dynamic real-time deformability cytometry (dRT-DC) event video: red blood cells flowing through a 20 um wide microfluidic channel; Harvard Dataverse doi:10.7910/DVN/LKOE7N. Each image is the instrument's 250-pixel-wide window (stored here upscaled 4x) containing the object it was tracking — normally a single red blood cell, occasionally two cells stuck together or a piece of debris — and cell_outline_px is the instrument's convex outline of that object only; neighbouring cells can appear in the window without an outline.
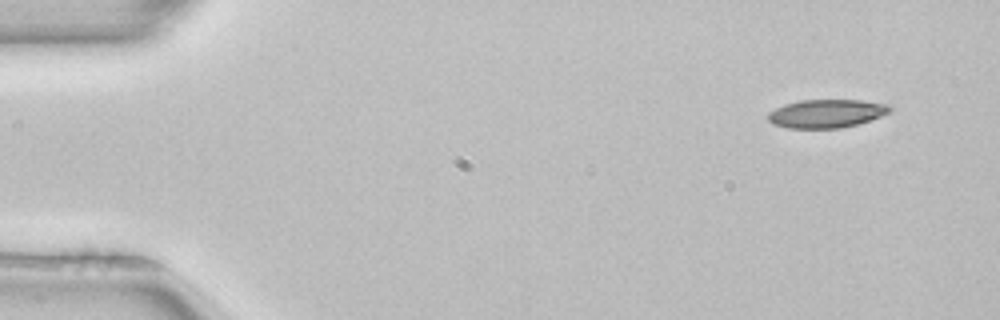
{"species": "common noctule bat (a hibernating species)", "species_latin": "Nyctalus noctula", "temperature_condition": "room temperature", "stored_images_in_passage": 5, "camera_frame_rate_fps": 3000, "um_per_image_px": 0.085, "animal": {"sex": "female", "body_mass_g": 22.7, "forearm_length_mm": 54.2}, "frame": {"image": 1, "passage_image": 1, "time_ms": 0.0, "image_size_px": [1000, 320], "cell_outline_px": [[892, 112], [856, 124], [840, 128], [788, 128], [772, 124], [768, 120], [768, 112], [784, 104], [800, 100], [860, 100], [888, 104], [892, 108]], "centroid_in_image_um": [70.23, 9.64], "position_along_channel_um": 14.8, "area_um2": 20.11}}
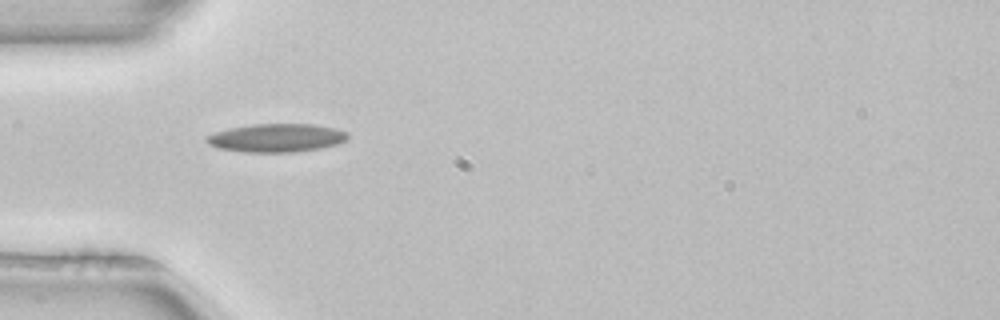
{"frame": {"image": 2, "passage_image": 4, "time_ms": 1.0, "image_size_px": [1000, 320], "cell_outline_px": [[348, 136], [344, 140], [336, 144], [320, 148], [296, 152], [244, 152], [216, 148], [208, 144], [204, 140], [208, 136], [216, 132], [228, 128], [252, 124], [312, 124], [336, 128], [348, 132]], "centroid_in_image_um": [23.47, 11.72], "position_along_channel_um": 61.5, "area_um2": 23.35}}